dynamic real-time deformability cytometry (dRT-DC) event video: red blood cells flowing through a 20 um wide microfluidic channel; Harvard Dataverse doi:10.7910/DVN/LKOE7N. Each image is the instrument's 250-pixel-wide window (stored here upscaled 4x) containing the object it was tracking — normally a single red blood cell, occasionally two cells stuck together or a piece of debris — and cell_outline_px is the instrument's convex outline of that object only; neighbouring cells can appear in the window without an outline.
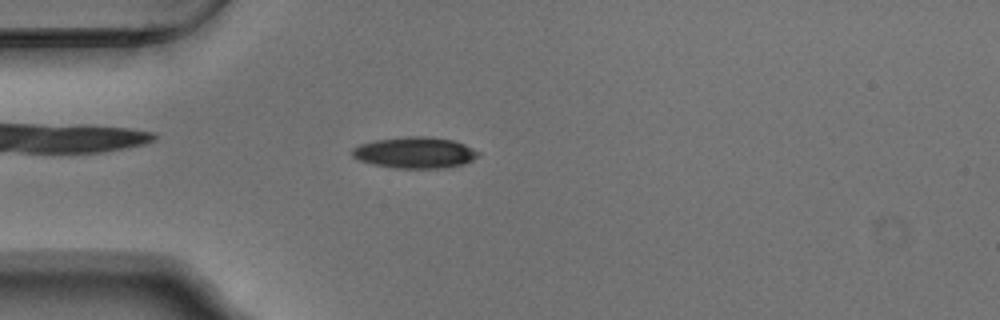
{"species": "Egyptian fruit bat (a non-hibernating species)", "species_latin": "Rousettus aegyptiacus", "temperature_condition": "warm", "stored_images_in_passage": 53, "camera_frame_rate_fps": 3000, "um_per_image_px": 0.085, "animal": {"sex": "male"}, "frame": {"image": 1, "passage_image": 14, "time_ms": 4.333, "image_size_px": [1000, 320], "cell_outline_px": [[480, 156], [464, 164], [448, 168], [396, 168], [372, 164], [360, 160], [352, 156], [352, 148], [360, 144], [372, 140], [404, 136], [428, 136], [452, 140], [464, 144], [480, 152]], "centroid_in_image_um": [35.27, 12.97], "position_along_channel_um": 49.7, "area_um2": 23.18}}
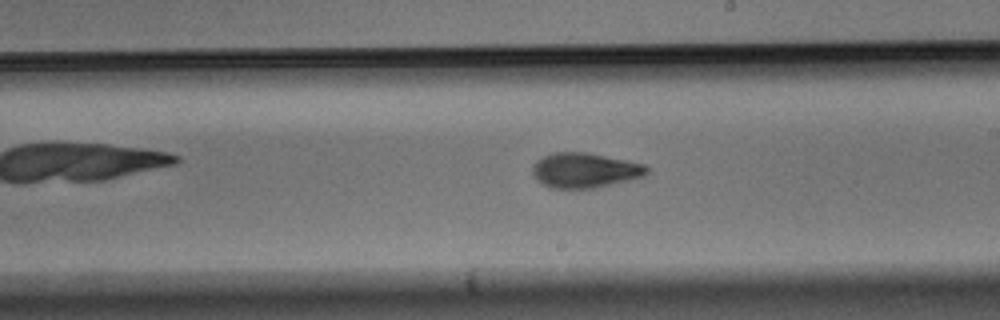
{"frame": {"image": 2, "passage_image": 30, "time_ms": 9.667, "image_size_px": [1000, 320], "cell_outline_px": [[648, 172], [644, 176], [596, 188], [552, 188], [536, 180], [532, 172], [532, 164], [536, 160], [552, 152], [588, 152], [628, 160], [644, 164], [648, 168]], "centroid_in_image_um": [49.69, 14.46], "position_along_channel_um": 239.3, "area_um2": 23.41}}
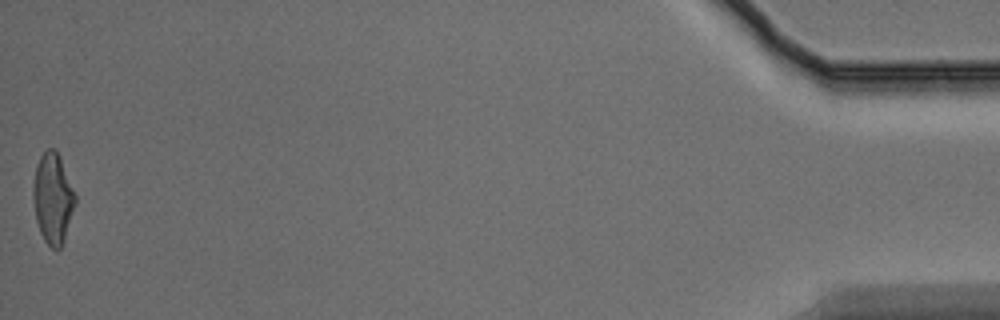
{"frame": {"image": 3, "passage_image": 53, "time_ms": 17.333, "image_size_px": [1000, 320], "cell_outline_px": [[76, 204], [64, 240], [60, 248], [52, 248], [44, 240], [40, 232], [36, 220], [32, 196], [32, 188], [36, 164], [40, 156], [48, 148], [56, 148], [60, 156], [76, 196]], "centroid_in_image_um": [4.48, 16.83], "position_along_channel_um": 430.7, "area_um2": 22.31}, "authors_computed_cell_mechanics": {"area_um2": 22.4264, "velocity_mm_per_s": 3.751, "shape_relaxation_time_tau1_ms": 4.114, "shape_relaxation_time_tau2_ms": 2.1791, "deformation_change_tau1": 0.1781, "deformation_change_tau2": 0.0837}}